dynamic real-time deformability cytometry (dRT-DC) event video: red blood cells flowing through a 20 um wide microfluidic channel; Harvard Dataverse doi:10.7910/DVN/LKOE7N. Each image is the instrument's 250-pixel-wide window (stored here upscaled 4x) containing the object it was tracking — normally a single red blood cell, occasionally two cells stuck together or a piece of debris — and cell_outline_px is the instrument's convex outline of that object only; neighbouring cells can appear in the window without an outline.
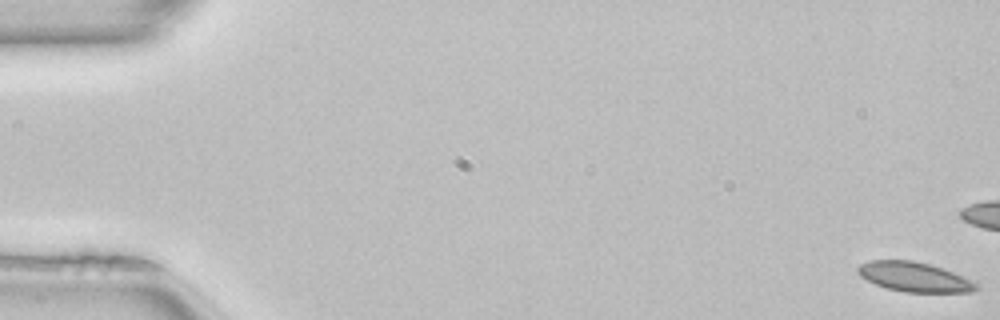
{"species": "common noctule bat (a hibernating species)", "species_latin": "Nyctalus noctula", "temperature_condition": "room temperature", "stored_images_in_passage": 16, "camera_frame_rate_fps": 3000, "um_per_image_px": 0.085, "animal": {"sex": "female", "body_mass_g": 22.7, "forearm_length_mm": 54.2}, "frame": {"image": 1, "passage_image": 1, "time_ms": 0.0, "image_size_px": [1000, 320], "cell_outline_px": [[980, 288], [972, 292], [904, 292], [888, 288], [876, 284], [860, 276], [856, 272], [856, 268], [860, 264], [868, 260], [912, 260], [928, 264], [952, 272], [976, 284]], "centroid_in_image_um": [77.65, 23.53], "position_along_channel_um": 7.4, "area_um2": 20.11}}